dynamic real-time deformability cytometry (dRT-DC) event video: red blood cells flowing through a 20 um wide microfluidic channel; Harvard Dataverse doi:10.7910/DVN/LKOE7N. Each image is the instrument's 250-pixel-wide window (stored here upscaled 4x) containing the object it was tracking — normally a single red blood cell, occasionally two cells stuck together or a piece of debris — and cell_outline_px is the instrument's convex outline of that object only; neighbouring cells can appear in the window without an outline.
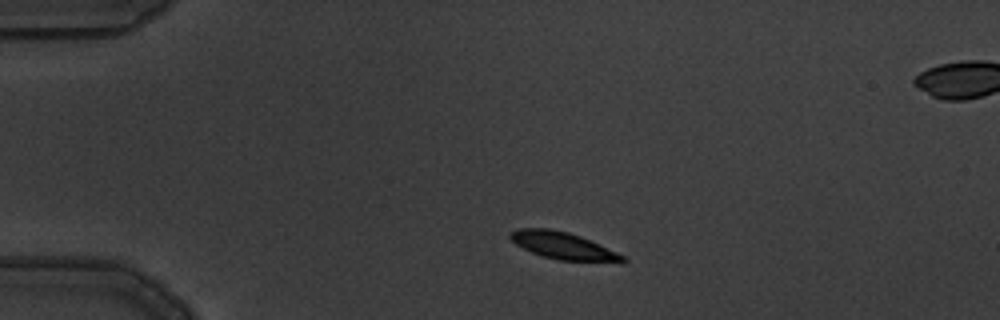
{"species": "common noctule bat (a hibernating species)", "species_latin": "Nyctalus noctula", "temperature_condition": "warm", "stored_images_in_passage": 14, "segment_of_instrument_passage": [1, 2], "camera_frame_rate_fps": 3000, "um_per_image_px": 0.085, "animal": {"sex": "male", "body_mass_g": 19.5, "forearm_length_mm": 54.6}, "frame": {"image": 1, "passage_image": 1, "time_ms": 0.0, "image_size_px": [1000, 320], "cell_outline_px": [[628, 260], [624, 264], [620, 264], [560, 260], [540, 256], [516, 244], [508, 236], [508, 232], [516, 228], [548, 228], [568, 232], [580, 236], [600, 244], [624, 256]], "centroid_in_image_um": [47.93, 20.91], "position_along_channel_um": 37.1, "area_um2": 18.26}}
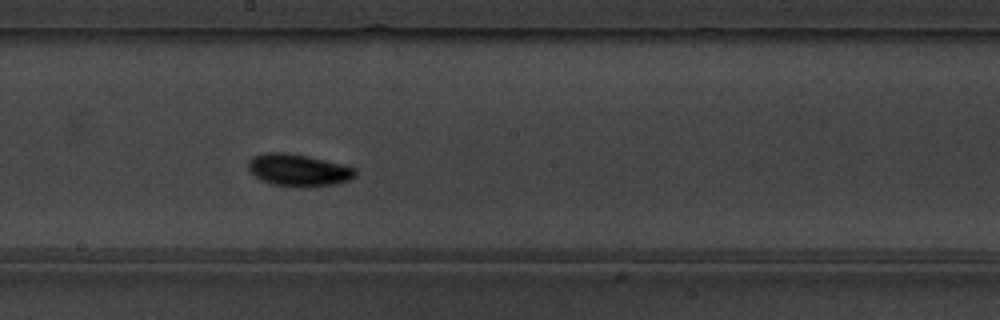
{"frame": {"image": 2, "passage_image": 7, "time_ms": 2.0, "image_size_px": [1000, 320], "cell_outline_px": [[356, 176], [348, 180], [336, 184], [312, 188], [296, 188], [272, 184], [260, 180], [248, 168], [248, 160], [252, 156], [264, 152], [284, 152], [308, 156], [356, 168]], "centroid_in_image_um": [25.35, 14.48], "position_along_channel_um": 222.8, "area_um2": 20.4}}
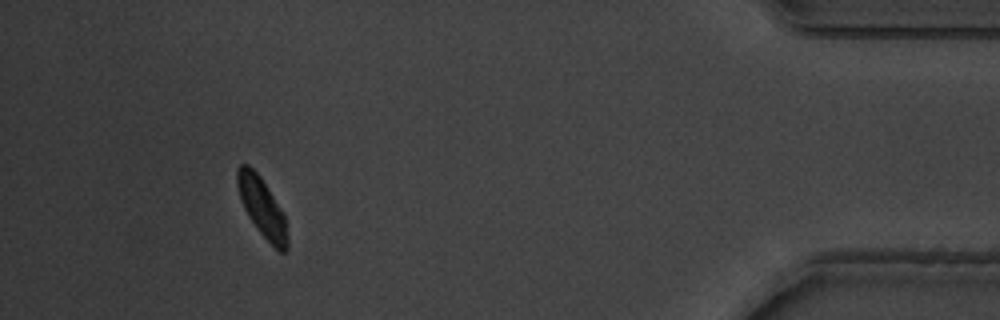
{"frame": {"image": 3, "passage_image": 12, "time_ms": 3.667, "image_size_px": [1000, 320], "cell_outline_px": [[288, 248], [284, 252], [280, 252], [256, 228], [248, 216], [240, 200], [236, 184], [236, 168], [240, 164], [248, 164], [260, 176], [284, 212], [288, 236]], "centroid_in_image_um": [22.26, 17.59], "position_along_channel_um": 412.9, "area_um2": 17.4}}